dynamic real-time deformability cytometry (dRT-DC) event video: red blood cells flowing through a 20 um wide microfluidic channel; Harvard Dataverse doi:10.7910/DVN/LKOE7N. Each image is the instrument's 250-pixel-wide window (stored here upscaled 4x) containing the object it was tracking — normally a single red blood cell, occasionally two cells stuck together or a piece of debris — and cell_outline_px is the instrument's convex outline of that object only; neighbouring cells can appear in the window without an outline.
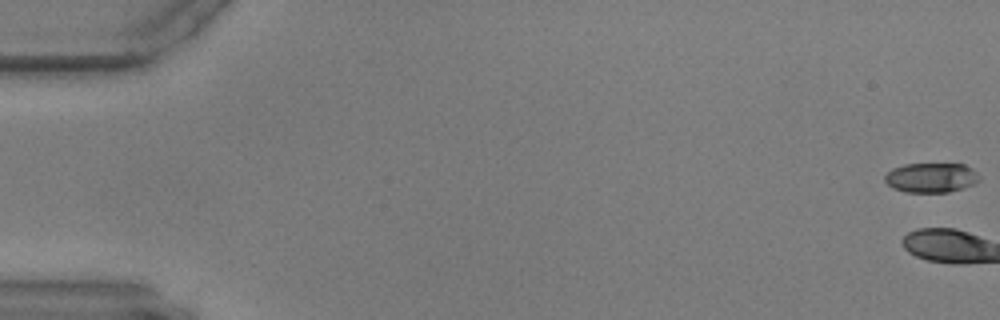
{"species": "common noctule bat (a hibernating species)", "species_latin": "Nyctalus noctula", "temperature_condition": "warm", "stored_images_in_passage": 3, "camera_frame_rate_fps": 3000, "um_per_image_px": 0.085, "animal": {"sex": "male", "body_mass_g": 17.9, "forearm_length_mm": 54.2}, "frame": {"image": 1, "passage_image": 1, "time_ms": 0.0, "image_size_px": [1000, 320], "cell_outline_px": [[980, 180], [972, 184], [948, 192], [904, 192], [892, 188], [884, 180], [884, 176], [892, 168], [904, 164], [964, 164], [972, 168], [980, 176]], "centroid_in_image_um": [79.12, 15.09], "position_along_channel_um": 5.9, "area_um2": 16.3}}